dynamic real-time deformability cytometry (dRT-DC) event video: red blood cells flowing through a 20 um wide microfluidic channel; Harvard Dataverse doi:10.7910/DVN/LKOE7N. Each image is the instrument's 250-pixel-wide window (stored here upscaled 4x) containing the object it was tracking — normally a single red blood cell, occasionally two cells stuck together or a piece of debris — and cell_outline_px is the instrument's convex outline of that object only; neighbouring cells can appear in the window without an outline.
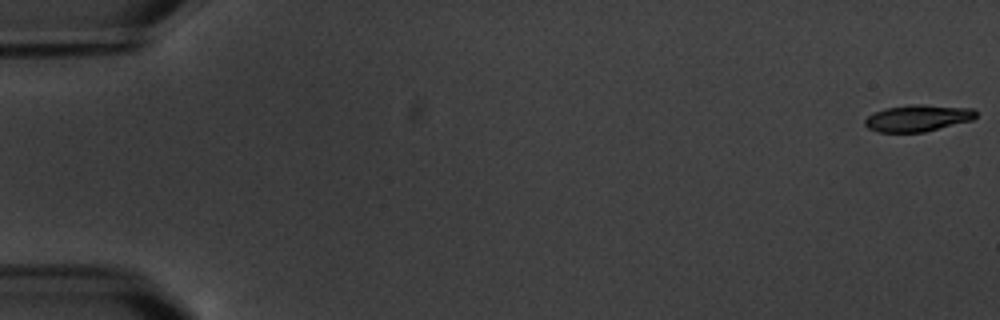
{"species": "common noctule bat (a hibernating species)", "species_latin": "Nyctalus noctula", "temperature_condition": "warm", "stored_images_in_passage": 6, "camera_frame_rate_fps": 3000, "um_per_image_px": 0.085, "animal": {"sex": "male", "body_mass_g": 20.1, "forearm_length_mm": 53.5}, "frame": {"image": 1, "passage_image": 1, "time_ms": 0.0, "image_size_px": [1000, 320], "cell_outline_px": [[976, 116], [972, 120], [924, 132], [880, 132], [868, 128], [864, 124], [864, 120], [868, 116], [884, 108], [912, 104], [924, 104], [972, 108], [976, 112]], "centroid_in_image_um": [78.01, 10.03], "position_along_channel_um": 7.0, "area_um2": 17.22}}
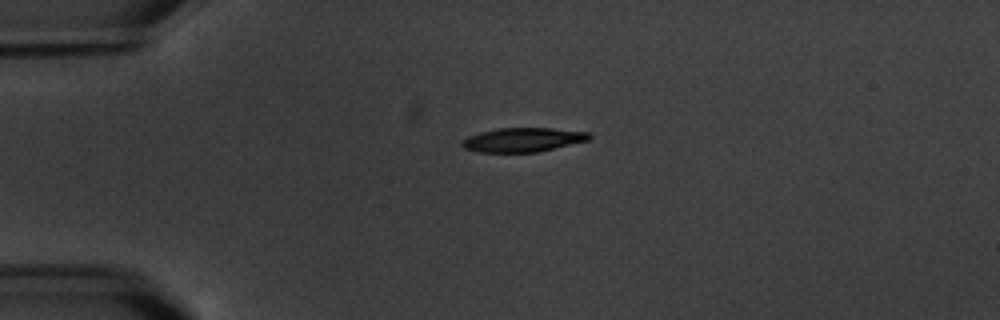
{"frame": {"image": 2, "passage_image": 5, "time_ms": 4.667, "image_size_px": [1000, 320], "cell_outline_px": [[592, 136], [588, 140], [536, 152], [480, 152], [464, 148], [460, 144], [460, 140], [468, 136], [480, 132], [496, 128], [552, 128], [588, 132]], "centroid_in_image_um": [44.39, 11.87], "position_along_channel_um": 40.6, "area_um2": 17.8}}
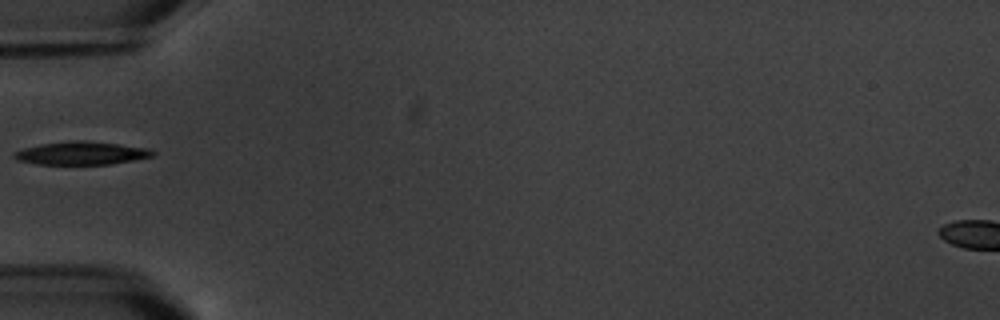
{"frame": {"image": 3, "passage_image": 6, "time_ms": 6.667, "image_size_px": [1000, 320], "cell_outline_px": [[156, 152], [152, 156], [112, 164], [36, 164], [16, 160], [12, 156], [12, 152], [24, 148], [40, 144], [72, 140], [84, 140], [148, 148]], "centroid_in_image_um": [6.86, 13.02], "position_along_channel_um": 78.1, "area_um2": 18.61}}